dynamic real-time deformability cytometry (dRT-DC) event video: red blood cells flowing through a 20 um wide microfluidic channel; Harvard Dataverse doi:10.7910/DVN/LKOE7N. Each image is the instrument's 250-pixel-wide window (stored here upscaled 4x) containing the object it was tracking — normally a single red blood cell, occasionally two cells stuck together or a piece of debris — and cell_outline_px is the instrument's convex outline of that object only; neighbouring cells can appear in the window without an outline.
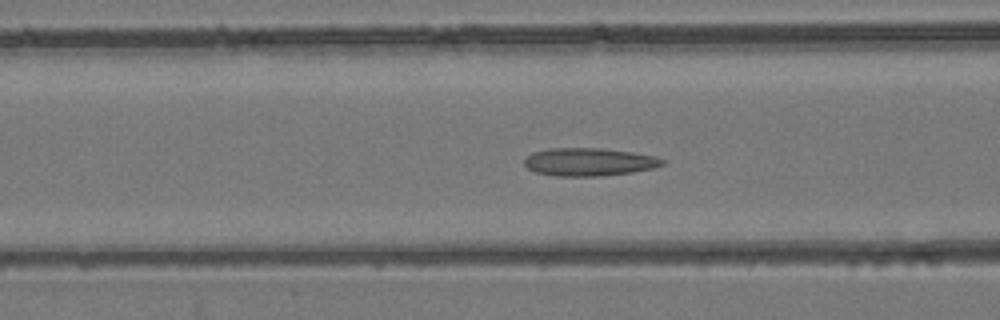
{"species": "common noctule bat (a hibernating species)", "species_latin": "Nyctalus noctula", "temperature_condition": "room temperature", "stored_images_in_passage": 32, "camera_frame_rate_fps": 3000, "um_per_image_px": 0.085, "animal": {"sex": "female", "body_mass_g": 24.6, "forearm_length_mm": 56.2}, "frame": {"image": 1, "passage_image": 12, "time_ms": 3.667, "image_size_px": [1000, 320], "cell_outline_px": [[664, 164], [652, 168], [632, 172], [600, 176], [556, 176], [536, 172], [528, 168], [524, 164], [524, 160], [532, 152], [548, 148], [600, 148], [632, 152], [656, 156], [664, 160]], "centroid_in_image_um": [50.05, 13.76], "position_along_channel_um": 116.5, "area_um2": 22.43}}
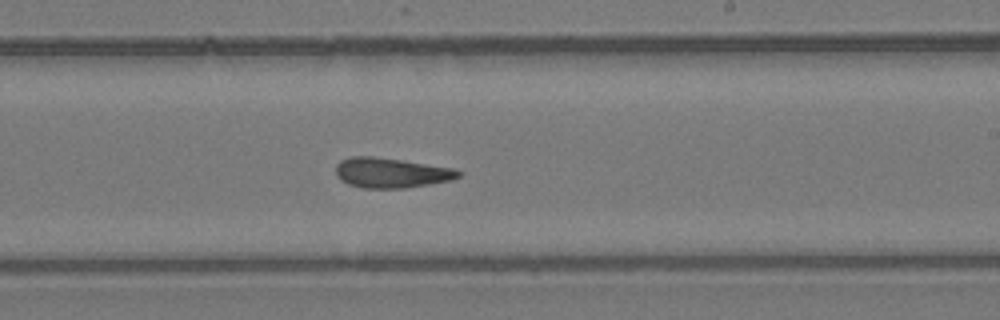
{"frame": {"image": 2, "passage_image": 21, "time_ms": 6.667, "image_size_px": [1000, 320], "cell_outline_px": [[464, 172], [460, 176], [448, 180], [428, 184], [404, 188], [364, 188], [348, 184], [340, 180], [336, 176], [336, 164], [340, 160], [352, 156], [372, 156], [400, 160], [452, 168]], "centroid_in_image_um": [33.19, 14.68], "position_along_channel_um": 255.8, "area_um2": 21.27}}
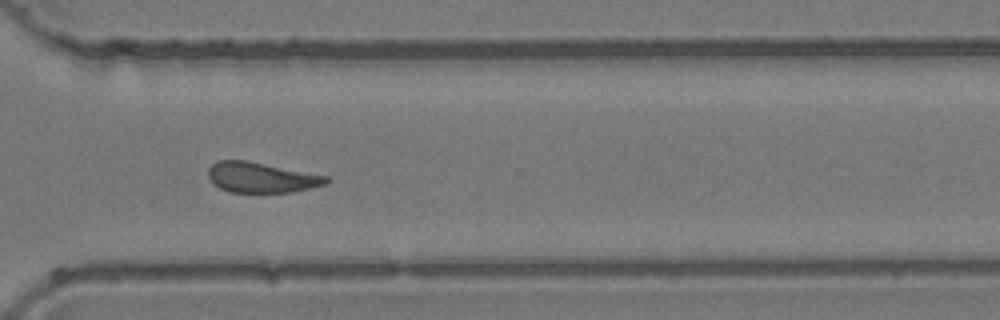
{"frame": {"image": 3, "passage_image": 27, "time_ms": 8.667, "image_size_px": [1000, 320], "cell_outline_px": [[328, 180], [324, 184], [292, 192], [232, 192], [220, 188], [212, 184], [208, 176], [208, 168], [212, 164], [220, 160], [244, 160], [328, 176]], "centroid_in_image_um": [22.15, 15.08], "position_along_channel_um": 348.4, "area_um2": 20.52}}